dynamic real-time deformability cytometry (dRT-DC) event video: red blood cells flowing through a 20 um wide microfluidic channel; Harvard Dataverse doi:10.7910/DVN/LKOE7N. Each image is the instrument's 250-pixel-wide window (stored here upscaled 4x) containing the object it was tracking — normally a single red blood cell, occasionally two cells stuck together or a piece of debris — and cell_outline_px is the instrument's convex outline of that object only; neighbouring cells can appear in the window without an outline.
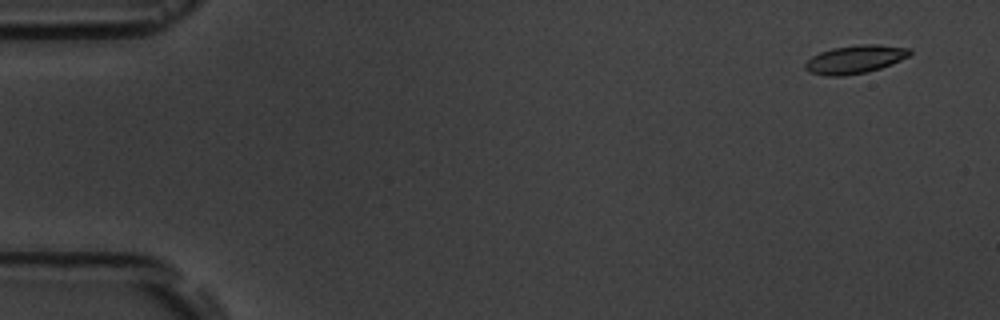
{"species": "common noctule bat (a hibernating species)", "species_latin": "Nyctalus noctula", "temperature_condition": "room temperature", "stored_images_in_passage": 5, "camera_frame_rate_fps": 3000, "um_per_image_px": 0.085, "animal": {"sex": "male", "body_mass_g": 19.5, "forearm_length_mm": 54.6}, "frame": {"image": 1, "passage_image": 1, "time_ms": 0.0, "image_size_px": [1000, 320], "cell_outline_px": [[912, 52], [908, 56], [900, 60], [880, 68], [868, 72], [844, 76], [824, 76], [808, 72], [804, 68], [804, 64], [812, 56], [820, 52], [832, 48], [856, 44], [876, 44], [912, 48]], "centroid_in_image_um": [72.66, 5.04], "position_along_channel_um": 12.3, "area_um2": 17.4}}
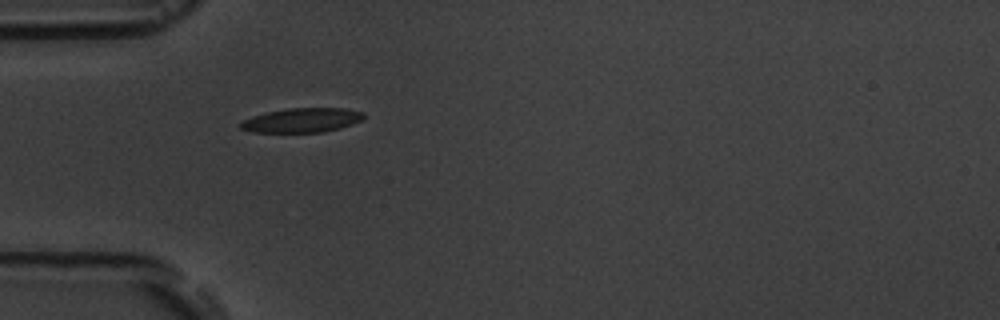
{"frame": {"image": 2, "passage_image": 5, "time_ms": 4.667, "image_size_px": [1000, 320], "cell_outline_px": [[364, 116], [360, 120], [352, 124], [324, 132], [252, 132], [240, 128], [240, 124], [244, 120], [252, 116], [264, 112], [288, 108], [344, 108], [364, 112]], "centroid_in_image_um": [25.64, 10.21], "position_along_channel_um": 59.4, "area_um2": 17.4}}